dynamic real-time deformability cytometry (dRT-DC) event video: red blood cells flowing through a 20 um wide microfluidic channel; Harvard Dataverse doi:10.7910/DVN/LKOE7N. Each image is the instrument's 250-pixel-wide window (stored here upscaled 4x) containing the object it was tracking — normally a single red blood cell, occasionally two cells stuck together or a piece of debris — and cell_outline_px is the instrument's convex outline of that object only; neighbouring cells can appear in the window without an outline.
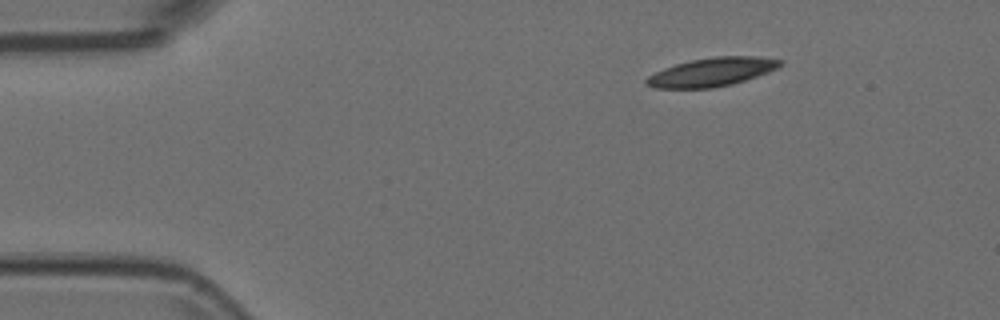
{"species": "Egyptian fruit bat (a non-hibernating species)", "species_latin": "Rousettus aegyptiacus", "temperature_condition": "room temperature", "stored_images_in_passage": 47, "camera_frame_rate_fps": 3000, "um_per_image_px": 0.085, "animal": {"sex": "female"}, "frame": {"image": 1, "passage_image": 1, "time_ms": 0.0, "image_size_px": [1000, 320], "cell_outline_px": [[784, 64], [768, 72], [732, 84], [712, 88], [656, 88], [644, 84], [644, 80], [648, 76], [664, 68], [676, 64], [692, 60], [716, 56], [756, 56], [784, 60]], "centroid_in_image_um": [60.51, 6.12], "position_along_channel_um": 24.5, "area_um2": 22.2}}
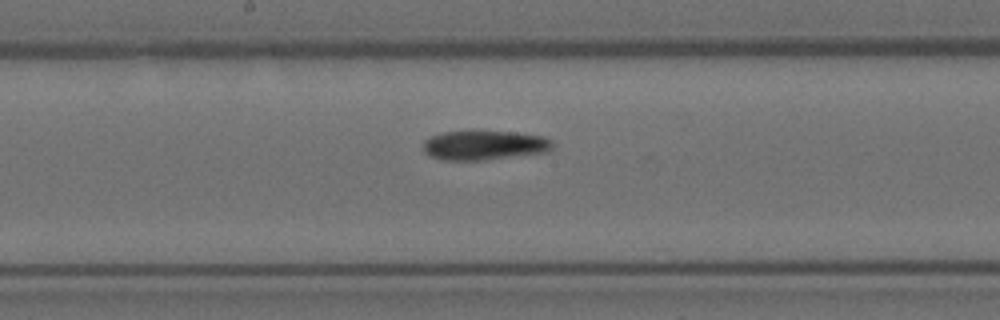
{"frame": {"image": 2, "passage_image": 21, "time_ms": 6.667, "image_size_px": [1000, 320], "cell_outline_px": [[552, 148], [548, 152], [476, 160], [444, 160], [432, 156], [424, 152], [424, 140], [432, 136], [444, 132], [472, 128], [516, 132], [544, 136], [552, 140]], "centroid_in_image_um": [41.17, 12.29], "position_along_channel_um": 207.0, "area_um2": 22.77}}
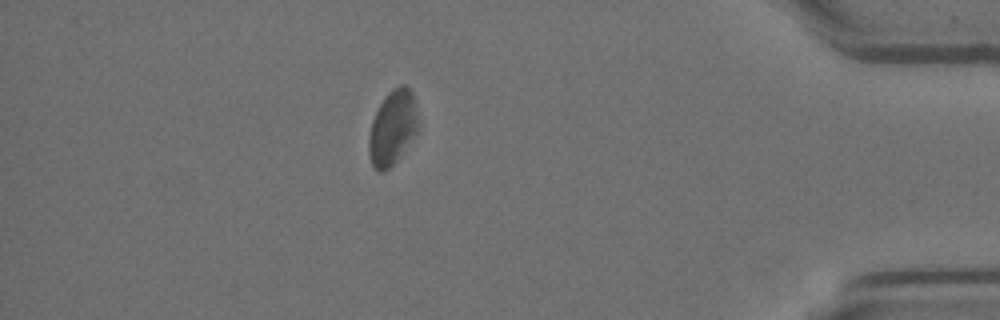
{"frame": {"image": 3, "passage_image": 40, "time_ms": 13.0, "image_size_px": [1000, 320], "cell_outline_px": [[420, 128], [396, 160], [384, 172], [380, 172], [372, 164], [368, 152], [368, 140], [372, 120], [384, 96], [392, 88], [400, 84], [404, 84], [412, 92], [416, 100], [420, 120]], "centroid_in_image_um": [33.4, 10.79], "position_along_channel_um": 401.8, "area_um2": 21.73}}